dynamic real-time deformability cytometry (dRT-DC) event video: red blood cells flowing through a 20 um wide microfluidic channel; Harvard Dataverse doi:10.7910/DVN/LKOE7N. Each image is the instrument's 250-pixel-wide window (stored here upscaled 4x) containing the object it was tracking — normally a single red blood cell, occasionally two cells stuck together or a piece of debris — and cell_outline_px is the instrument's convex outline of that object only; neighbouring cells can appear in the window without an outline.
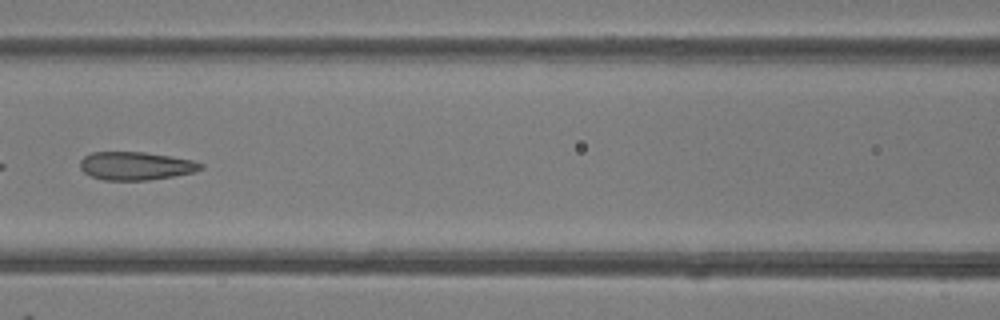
{"species": "common noctule bat (a hibernating species)", "species_latin": "Nyctalus noctula", "temperature_condition": "room temperature", "stored_images_in_passage": 5, "camera_frame_rate_fps": 3000, "um_per_image_px": 0.085, "animal": {"sex": "female"}, "frame": {"image": 1, "passage_image": 5, "time_ms": 4.667, "image_size_px": [1000, 320], "cell_outline_px": [[204, 168], [192, 172], [172, 176], [148, 180], [104, 180], [92, 176], [84, 172], [80, 168], [80, 160], [84, 156], [92, 152], [144, 152], [196, 160], [204, 164]], "centroid_in_image_um": [11.56, 14.09], "position_along_channel_um": 155.0, "area_um2": 19.83}}